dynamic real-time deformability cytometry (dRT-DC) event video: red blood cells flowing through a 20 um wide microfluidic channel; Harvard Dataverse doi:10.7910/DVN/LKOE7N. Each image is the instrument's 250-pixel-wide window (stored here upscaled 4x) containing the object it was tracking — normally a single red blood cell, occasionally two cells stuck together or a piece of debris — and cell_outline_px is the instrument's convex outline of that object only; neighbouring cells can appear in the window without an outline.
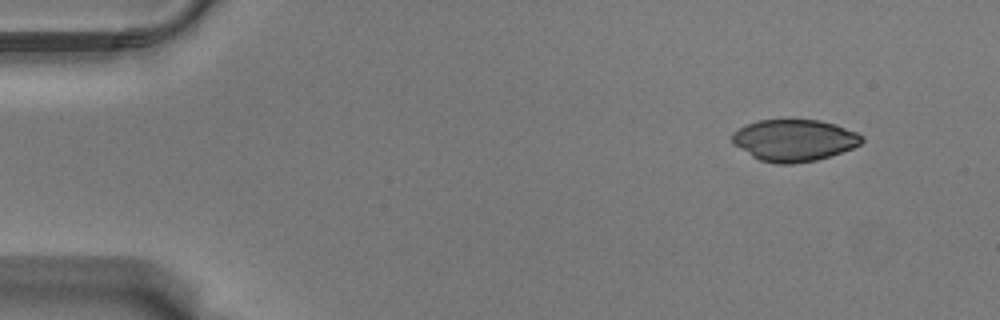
{"species": "Egyptian fruit bat (a non-hibernating species)", "species_latin": "Rousettus aegyptiacus", "temperature_condition": "warm", "stored_images_in_passage": 7, "camera_frame_rate_fps": 3000, "um_per_image_px": 0.085, "animal": {"sex": "male"}, "frame": {"image": 1, "passage_image": 1, "time_ms": 0.0, "image_size_px": [1000, 320], "cell_outline_px": [[864, 140], [860, 144], [852, 148], [816, 160], [792, 164], [776, 164], [760, 160], [752, 156], [732, 144], [732, 132], [748, 124], [760, 120], [820, 120], [836, 124], [856, 132], [864, 136]], "centroid_in_image_um": [67.5, 11.92], "position_along_channel_um": 17.5, "area_um2": 31.44}}
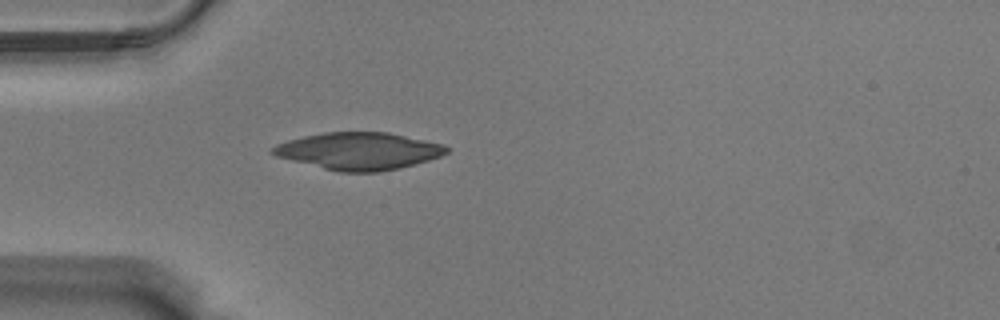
{"frame": {"image": 2, "passage_image": 4, "time_ms": 1.0, "image_size_px": [1000, 320], "cell_outline_px": [[448, 152], [440, 156], [416, 164], [400, 168], [380, 172], [336, 172], [276, 156], [268, 152], [276, 144], [288, 140], [304, 136], [324, 132], [388, 132], [444, 144], [448, 148]], "centroid_in_image_um": [30.49, 12.84], "position_along_channel_um": 54.5, "area_um2": 37.8}}